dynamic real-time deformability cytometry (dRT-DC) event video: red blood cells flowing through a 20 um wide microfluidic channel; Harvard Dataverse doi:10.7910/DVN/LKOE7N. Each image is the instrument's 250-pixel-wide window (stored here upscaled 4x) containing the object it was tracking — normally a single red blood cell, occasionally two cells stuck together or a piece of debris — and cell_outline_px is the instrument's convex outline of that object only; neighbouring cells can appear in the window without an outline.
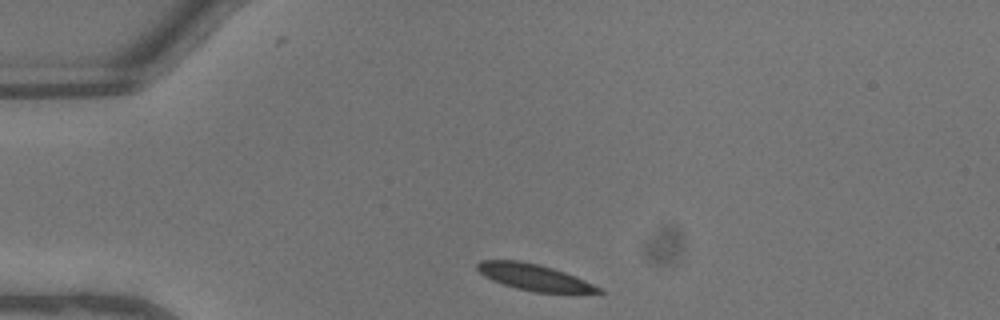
{"species": "common noctule bat (a hibernating species)", "species_latin": "Nyctalus noctula", "temperature_condition": "warm", "stored_images_in_passage": 27, "camera_frame_rate_fps": 3000, "um_per_image_px": 0.085, "animal": {"sex": "male", "body_mass_g": 13.3}, "frame": {"image": 1, "passage_image": 1, "time_ms": 0.0, "image_size_px": [1000, 320], "cell_outline_px": [[604, 292], [532, 292], [516, 288], [492, 280], [484, 276], [476, 268], [476, 264], [480, 260], [520, 260], [540, 264], [564, 272], [604, 288]], "centroid_in_image_um": [45.37, 23.55], "position_along_channel_um": 39.6, "area_um2": 18.5}}
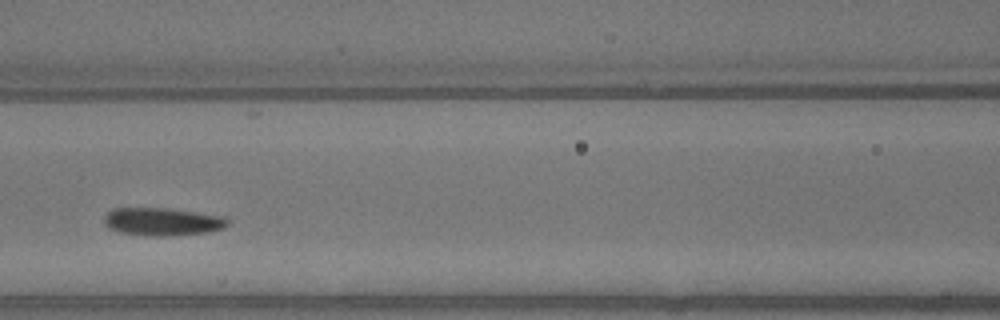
{"frame": {"image": 2, "passage_image": 11, "time_ms": 3.333, "image_size_px": [1000, 320], "cell_outline_px": [[228, 224], [224, 228], [208, 232], [168, 236], [152, 236], [120, 232], [108, 228], [104, 224], [104, 216], [112, 208], [168, 208], [224, 216], [228, 220]], "centroid_in_image_um": [13.79, 18.84], "position_along_channel_um": 152.8, "area_um2": 20.11}}
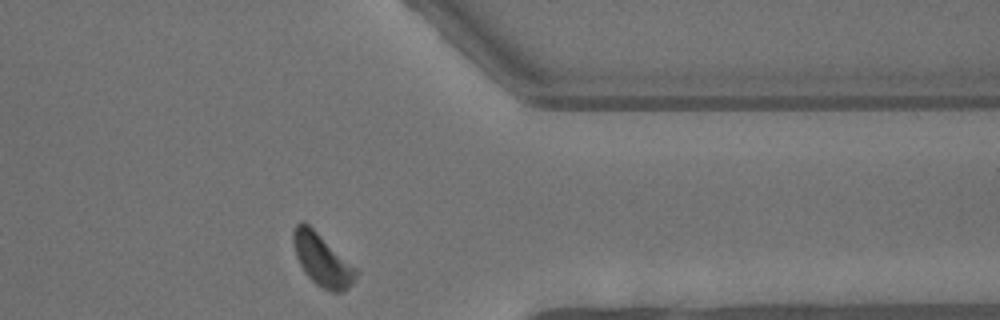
{"frame": {"image": 3, "passage_image": 27, "time_ms": 8.667, "image_size_px": [1000, 320], "cell_outline_px": [[360, 272], [352, 284], [344, 292], [332, 292], [316, 284], [304, 272], [296, 256], [292, 240], [292, 232], [296, 224], [300, 220], [304, 220], [356, 268]], "centroid_in_image_um": [27.37, 22.08], "position_along_channel_um": 384.0, "area_um2": 19.02}, "authors_computed_cell_mechanics": {"area_um2": 19.652, "velocity_mm_per_s": 4.5328, "shape_relaxation_time_tau1_ms": 8.903, "shape_relaxation_time_tau2_ms": null, "deformation_change_tau1": 0.2504, "deformation_change_tau2": null}}